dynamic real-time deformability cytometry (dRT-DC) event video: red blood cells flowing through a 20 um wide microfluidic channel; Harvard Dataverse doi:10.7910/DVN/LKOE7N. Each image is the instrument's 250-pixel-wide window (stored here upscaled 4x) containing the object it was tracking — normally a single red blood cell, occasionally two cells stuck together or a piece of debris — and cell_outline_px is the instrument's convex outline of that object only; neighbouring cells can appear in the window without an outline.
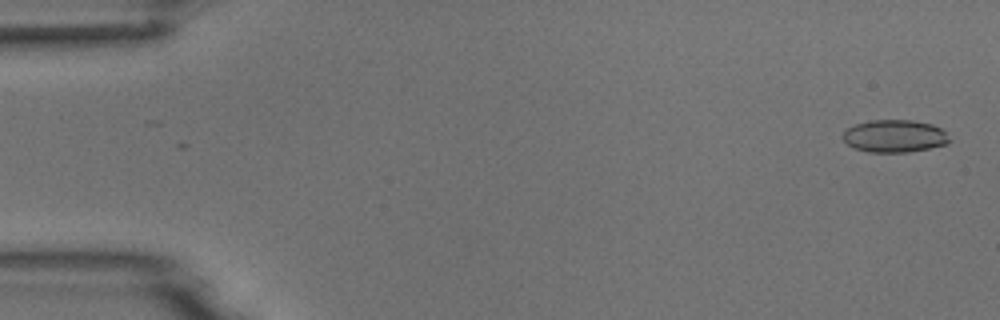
{"species": "common noctule bat (a hibernating species)", "species_latin": "Nyctalus noctula", "temperature_condition": "room temperature", "stored_images_in_passage": 5, "camera_frame_rate_fps": 3000, "um_per_image_px": 0.085, "animal": {"sex": "male", "body_mass_g": 18.8}, "frame": {"image": 1, "passage_image": 1, "time_ms": 0.0, "image_size_px": [1000, 320], "cell_outline_px": [[952, 140], [948, 144], [908, 152], [868, 152], [856, 148], [848, 144], [844, 140], [844, 132], [848, 128], [856, 124], [868, 120], [912, 120], [932, 124], [940, 128]], "centroid_in_image_um": [76.07, 11.56], "position_along_channel_um": 8.9, "area_um2": 20.06}}
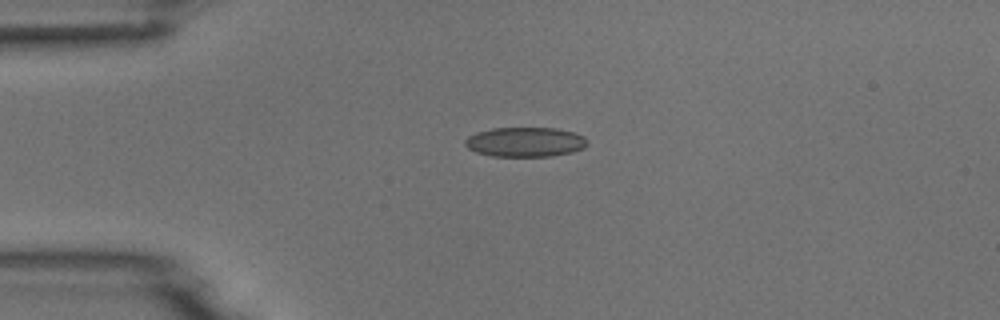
{"frame": {"image": 2, "passage_image": 4, "time_ms": 3.667, "image_size_px": [1000, 320], "cell_outline_px": [[588, 144], [584, 148], [572, 152], [552, 156], [492, 156], [476, 152], [468, 148], [464, 144], [464, 140], [468, 136], [476, 132], [492, 128], [556, 128], [572, 132], [584, 136], [588, 140]], "centroid_in_image_um": [44.64, 12.07], "position_along_channel_um": 40.4, "area_um2": 21.21}}
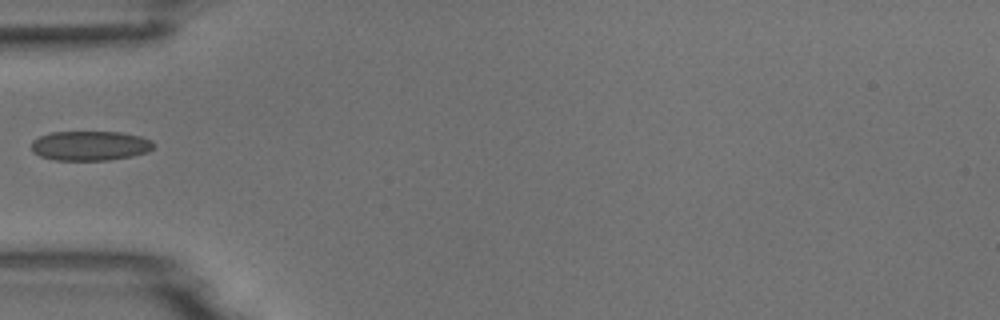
{"frame": {"image": 3, "passage_image": 5, "time_ms": 5.333, "image_size_px": [1000, 320], "cell_outline_px": [[152, 148], [148, 152], [132, 156], [108, 160], [52, 160], [40, 156], [32, 152], [32, 140], [40, 136], [52, 132], [120, 132], [140, 136], [152, 140]], "centroid_in_image_um": [7.63, 12.39], "position_along_channel_um": 77.4, "area_um2": 21.1}}